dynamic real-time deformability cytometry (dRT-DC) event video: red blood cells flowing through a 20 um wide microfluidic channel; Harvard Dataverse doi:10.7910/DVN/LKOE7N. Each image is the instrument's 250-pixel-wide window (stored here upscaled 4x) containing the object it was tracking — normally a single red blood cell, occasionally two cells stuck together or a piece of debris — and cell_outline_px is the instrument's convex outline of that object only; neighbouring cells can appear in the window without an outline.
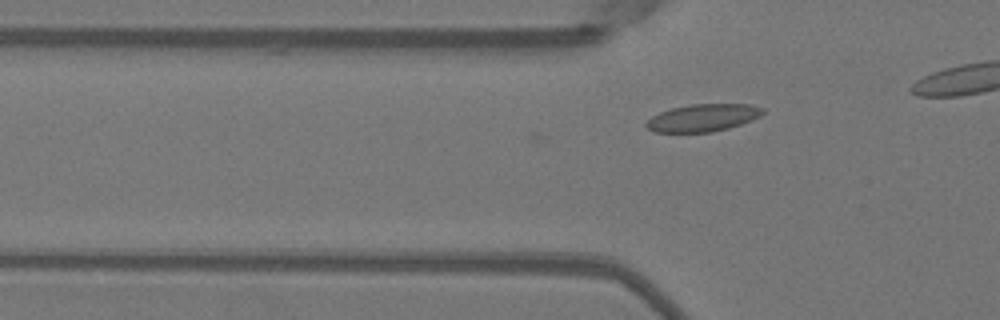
{"species": "Egyptian fruit bat (a non-hibernating species)", "species_latin": "Rousettus aegyptiacus", "temperature_condition": "warm", "stored_images_in_passage": 6, "camera_frame_rate_fps": 3000, "um_per_image_px": 0.085, "animal": {"sex": "female"}, "frame": {"image": 1, "passage_image": 6, "time_ms": 1.667, "image_size_px": [1000, 320], "cell_outline_px": [[764, 112], [760, 116], [752, 120], [728, 128], [712, 132], [656, 132], [648, 128], [644, 124], [652, 116], [660, 112], [672, 108], [692, 104], [748, 104], [764, 108]], "centroid_in_image_um": [59.76, 10.01], "position_along_channel_um": 66.0, "area_um2": 18.5}}